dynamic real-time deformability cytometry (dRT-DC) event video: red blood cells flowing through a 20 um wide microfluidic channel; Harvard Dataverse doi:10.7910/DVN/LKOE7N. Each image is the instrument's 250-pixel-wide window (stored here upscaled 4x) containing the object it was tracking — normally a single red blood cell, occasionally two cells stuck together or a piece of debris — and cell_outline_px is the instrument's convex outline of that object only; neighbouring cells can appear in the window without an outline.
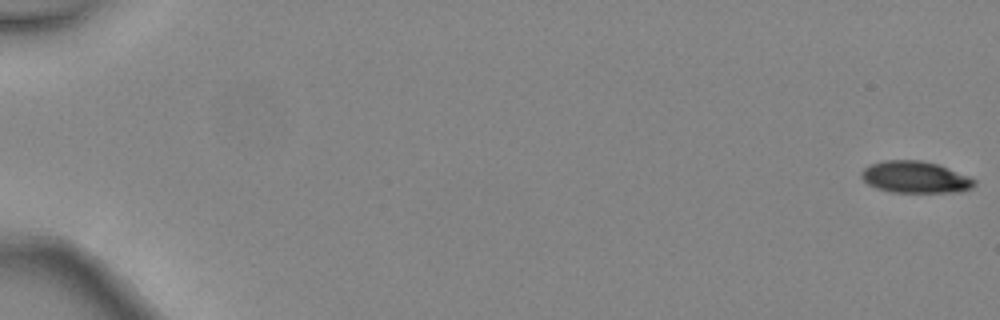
{"species": "common noctule bat (a hibernating species)", "species_latin": "Nyctalus noctula", "temperature_condition": "warm", "stored_images_in_passage": 5, "camera_frame_rate_fps": 3000, "um_per_image_px": 0.085, "animal": {"sex": "female", "body_mass_g": 24.6, "forearm_length_mm": 56.2}, "frame": {"image": 1, "passage_image": 1, "time_ms": 0.0, "image_size_px": [1000, 320], "cell_outline_px": [[976, 184], [972, 188], [956, 192], [892, 192], [876, 188], [868, 184], [860, 176], [860, 172], [868, 164], [884, 160], [920, 160], [936, 164], [948, 168], [968, 176], [976, 180]], "centroid_in_image_um": [77.76, 15.05], "position_along_channel_um": 7.2, "area_um2": 20.92}}
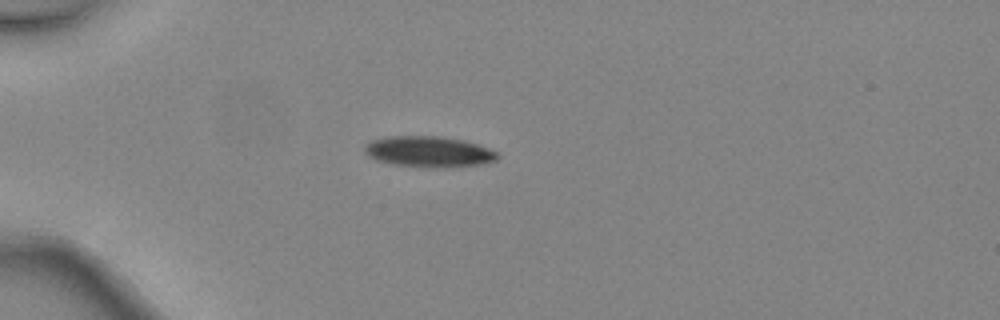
{"frame": {"image": 2, "passage_image": 5, "time_ms": 1.333, "image_size_px": [1000, 320], "cell_outline_px": [[500, 156], [496, 160], [480, 164], [448, 168], [424, 168], [392, 164], [376, 160], [368, 156], [364, 152], [364, 144], [372, 140], [384, 136], [440, 136], [464, 140], [488, 148], [496, 152]], "centroid_in_image_um": [36.41, 12.9], "position_along_channel_um": 48.6, "area_um2": 24.28}}